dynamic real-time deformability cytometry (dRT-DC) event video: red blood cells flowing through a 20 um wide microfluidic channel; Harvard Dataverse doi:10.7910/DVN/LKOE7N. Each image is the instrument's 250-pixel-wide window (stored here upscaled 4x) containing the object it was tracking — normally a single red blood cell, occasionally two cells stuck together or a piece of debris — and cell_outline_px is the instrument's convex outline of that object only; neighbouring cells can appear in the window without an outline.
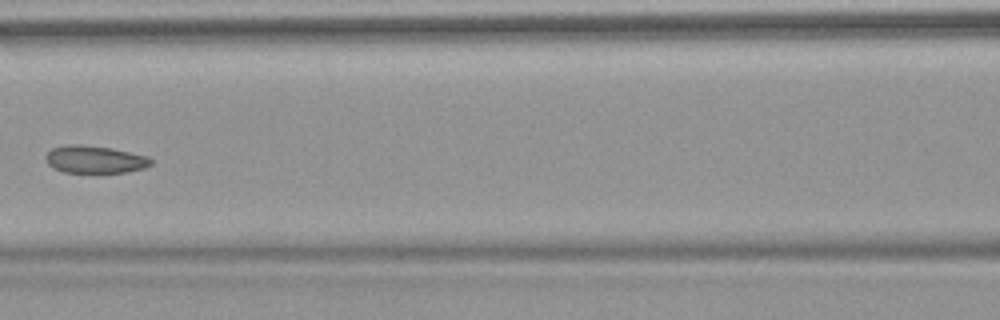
{"species": "common noctule bat (a hibernating species)", "species_latin": "Nyctalus noctula", "temperature_condition": "warm", "stored_images_in_passage": 7, "camera_frame_rate_fps": 3000, "um_per_image_px": 0.085, "animal": {"sex": "female", "body_mass_g": 18.4}, "frame": {"image": 1, "passage_image": 7, "time_ms": 7.667, "image_size_px": [1000, 320], "cell_outline_px": [[152, 164], [144, 168], [124, 172], [64, 172], [52, 168], [48, 164], [44, 156], [52, 148], [64, 144], [80, 144], [112, 148], [148, 156], [152, 160]], "centroid_in_image_um": [8.03, 13.54], "position_along_channel_um": 158.6, "area_um2": 16.94}}